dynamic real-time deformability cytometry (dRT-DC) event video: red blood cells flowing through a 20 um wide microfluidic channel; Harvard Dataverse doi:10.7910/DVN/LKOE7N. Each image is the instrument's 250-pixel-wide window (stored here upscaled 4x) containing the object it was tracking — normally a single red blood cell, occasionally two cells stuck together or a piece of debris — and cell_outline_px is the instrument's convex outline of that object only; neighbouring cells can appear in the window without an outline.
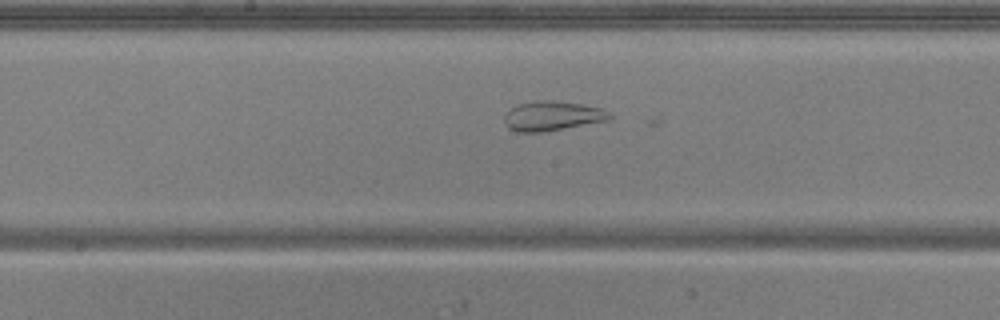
{"species": "common noctule bat (a hibernating species)", "species_latin": "Nyctalus noctula", "temperature_condition": "warm", "stored_images_in_passage": 19, "camera_frame_rate_fps": 3000, "um_per_image_px": 0.085, "animal": {"sex": "male", "body_mass_g": 20.5, "forearm_length_mm": 52.5}, "frame": {"image": 1, "passage_image": 10, "time_ms": 3.0, "image_size_px": [1000, 320], "cell_outline_px": [[612, 116], [608, 120], [544, 132], [516, 132], [508, 128], [504, 120], [504, 116], [512, 108], [520, 104], [544, 100], [552, 100], [580, 104], [604, 108]], "centroid_in_image_um": [46.96, 9.87], "position_along_channel_um": 201.2, "area_um2": 17.92}}
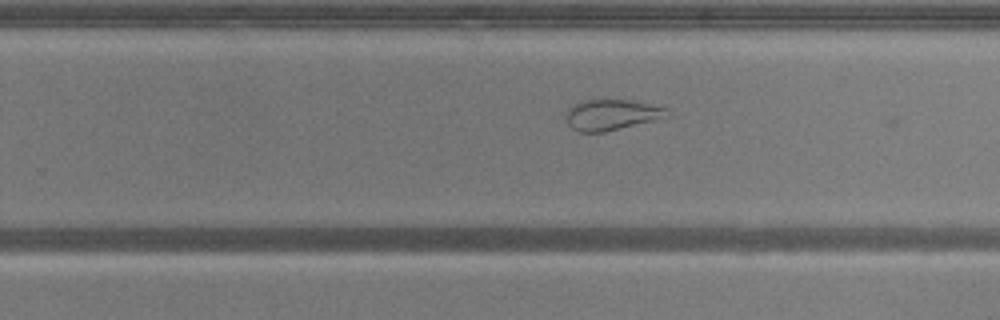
{"frame": {"image": 2, "passage_image": 16, "time_ms": 5.0, "image_size_px": [1000, 320], "cell_outline_px": [[672, 116], [656, 120], [604, 132], [576, 132], [568, 124], [564, 116], [564, 112], [572, 104], [580, 100], [628, 100], [664, 108]], "centroid_in_image_um": [51.9, 9.77], "position_along_channel_um": 277.9, "area_um2": 18.21}}